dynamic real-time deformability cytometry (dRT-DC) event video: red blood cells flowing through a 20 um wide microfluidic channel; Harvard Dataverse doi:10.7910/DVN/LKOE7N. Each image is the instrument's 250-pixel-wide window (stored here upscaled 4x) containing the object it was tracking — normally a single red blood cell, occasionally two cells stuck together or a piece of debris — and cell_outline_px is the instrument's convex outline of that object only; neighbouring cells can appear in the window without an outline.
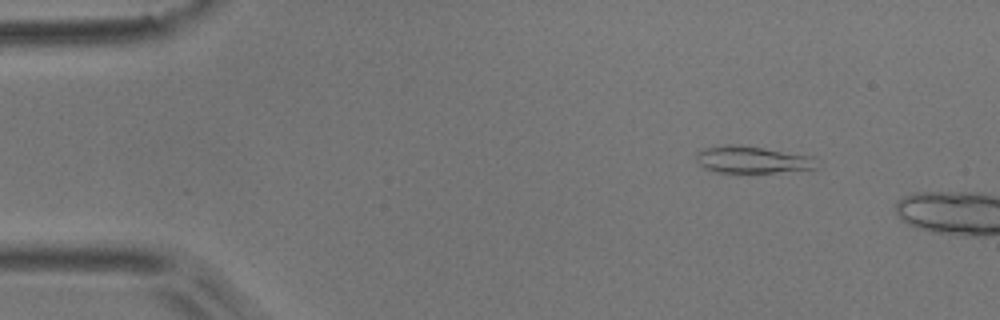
{"species": "common noctule bat (a hibernating species)", "species_latin": "Nyctalus noctula", "temperature_condition": "room temperature", "stored_images_in_passage": 3, "camera_frame_rate_fps": 3000, "um_per_image_px": 0.085, "animal": {"sex": "male", "body_mass_g": 17.9}, "frame": {"image": 1, "passage_image": 2, "time_ms": 0.333, "image_size_px": [1000, 320], "cell_outline_px": [[820, 168], [748, 176], [736, 176], [716, 172], [704, 168], [696, 160], [696, 152], [700, 148], [728, 144], [736, 144], [764, 148], [812, 156]], "centroid_in_image_um": [63.9, 13.63], "position_along_channel_um": 21.1, "area_um2": 20.29}}